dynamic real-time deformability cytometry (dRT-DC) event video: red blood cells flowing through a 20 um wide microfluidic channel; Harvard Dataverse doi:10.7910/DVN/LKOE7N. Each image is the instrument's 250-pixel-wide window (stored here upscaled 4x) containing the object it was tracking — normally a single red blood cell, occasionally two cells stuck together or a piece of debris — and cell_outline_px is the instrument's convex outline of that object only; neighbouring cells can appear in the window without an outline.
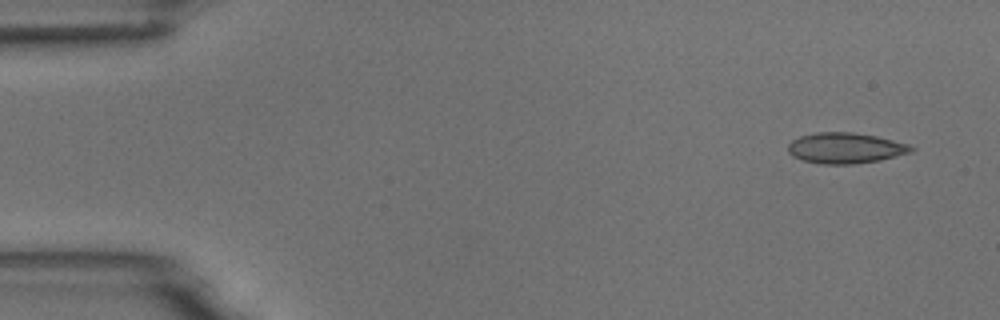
{"species": "common noctule bat (a hibernating species)", "species_latin": "Nyctalus noctula", "temperature_condition": "room temperature", "stored_images_in_passage": 5, "camera_frame_rate_fps": 3000, "um_per_image_px": 0.085, "animal": {"sex": "male", "body_mass_g": 18.8}, "frame": {"image": 1, "passage_image": 1, "time_ms": 0.0, "image_size_px": [1000, 320], "cell_outline_px": [[916, 148], [912, 152], [880, 160], [852, 164], [820, 164], [804, 160], [792, 156], [788, 152], [788, 144], [792, 140], [800, 136], [816, 132], [852, 132], [876, 136], [908, 144]], "centroid_in_image_um": [71.85, 12.58], "position_along_channel_um": 13.1, "area_um2": 22.02}}
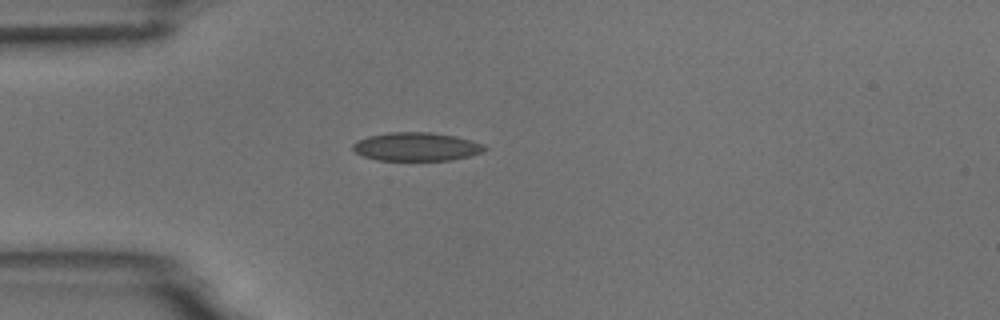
{"frame": {"image": 2, "passage_image": 4, "time_ms": 3.667, "image_size_px": [1000, 320], "cell_outline_px": [[488, 148], [484, 152], [452, 160], [376, 160], [364, 156], [356, 152], [352, 148], [352, 144], [368, 136], [388, 132], [432, 132], [456, 136], [472, 140], [484, 144]], "centroid_in_image_um": [35.44, 12.46], "position_along_channel_um": 49.6, "area_um2": 21.96}}